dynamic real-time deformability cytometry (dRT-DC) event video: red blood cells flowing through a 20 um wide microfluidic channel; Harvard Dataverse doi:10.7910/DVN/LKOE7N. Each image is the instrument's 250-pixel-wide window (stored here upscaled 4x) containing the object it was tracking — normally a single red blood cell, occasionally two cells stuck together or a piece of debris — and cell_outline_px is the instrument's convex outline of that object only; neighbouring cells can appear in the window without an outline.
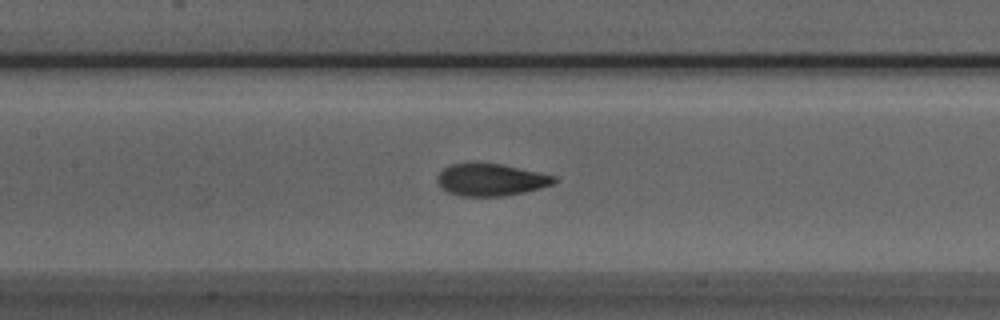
{"species": "Egyptian fruit bat (a non-hibernating species)", "species_latin": "Rousettus aegyptiacus", "temperature_condition": "room temperature", "stored_images_in_passage": 43, "camera_frame_rate_fps": 3000, "um_per_image_px": 0.085, "animal": {"sex": "male"}, "frame": {"image": 1, "passage_image": 22, "time_ms": 7.0, "image_size_px": [1000, 320], "cell_outline_px": [[556, 184], [524, 192], [504, 196], [460, 196], [448, 192], [440, 188], [436, 180], [436, 176], [444, 168], [452, 164], [500, 164], [556, 176]], "centroid_in_image_um": [41.71, 15.3], "position_along_channel_um": 165.7, "area_um2": 21.73}}
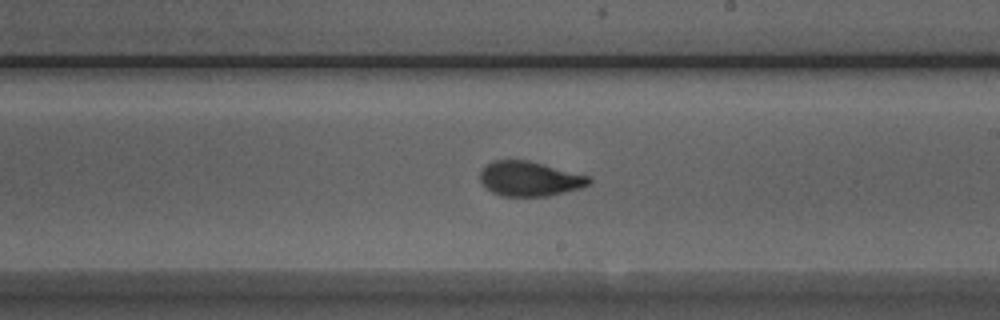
{"frame": {"image": 2, "passage_image": 28, "time_ms": 9.0, "image_size_px": [1000, 320], "cell_outline_px": [[592, 180], [588, 184], [580, 188], [548, 196], [500, 196], [492, 192], [480, 180], [480, 172], [492, 160], [528, 160], [592, 176]], "centroid_in_image_um": [45.05, 15.19], "position_along_channel_um": 244.0, "area_um2": 22.02}}
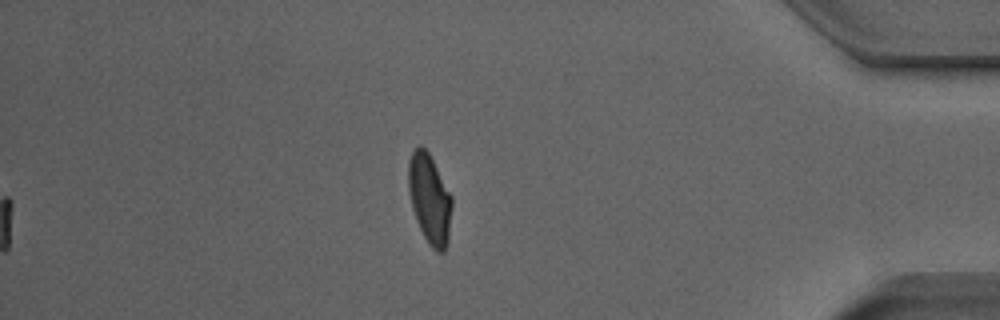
{"frame": {"image": 3, "passage_image": 43, "time_ms": 14.0, "image_size_px": [1000, 320], "cell_outline_px": [[452, 208], [448, 244], [444, 252], [436, 252], [428, 244], [416, 220], [412, 208], [408, 192], [408, 160], [412, 152], [420, 144], [428, 152], [452, 196]], "centroid_in_image_um": [36.52, 16.93], "position_along_channel_um": 398.7, "area_um2": 22.89}, "authors_computed_cell_mechanics": {"area_um2": 22.0218, "velocity_mm_per_s": 3.93, "shape_relaxation_time_tau1_ms": 3.619, "shape_relaxation_time_tau2_ms": 1.2812, "deformation_change_tau1": 0.1599, "deformation_change_tau2": 0.0604}}